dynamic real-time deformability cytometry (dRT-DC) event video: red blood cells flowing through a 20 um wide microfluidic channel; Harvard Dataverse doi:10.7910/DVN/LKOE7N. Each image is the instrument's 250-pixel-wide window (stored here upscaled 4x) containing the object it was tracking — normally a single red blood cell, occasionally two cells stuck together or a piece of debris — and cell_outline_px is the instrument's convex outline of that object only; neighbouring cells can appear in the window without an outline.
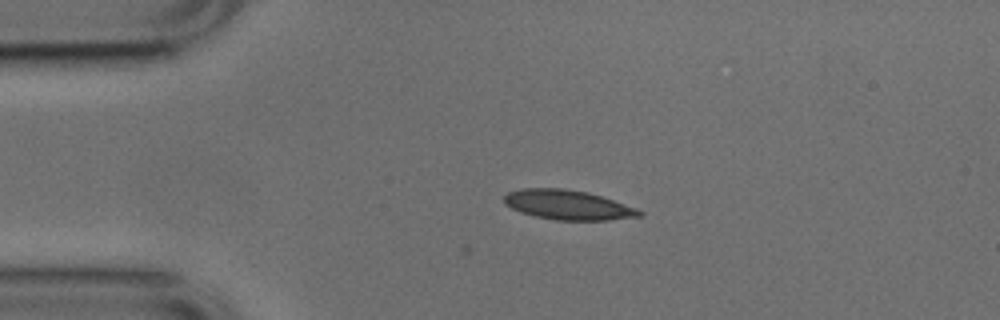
{"species": "common noctule bat (a hibernating species)", "species_latin": "Nyctalus noctula", "temperature_condition": "cold", "stored_images_in_passage": 3, "camera_frame_rate_fps": 3000, "um_per_image_px": 0.085, "animal": {"sex": "male", "body_mass_g": 17.9, "forearm_length_mm": 54.2}, "frame": {"image": 1, "passage_image": 1, "time_ms": 0.0, "image_size_px": [1000, 320], "cell_outline_px": [[644, 216], [608, 220], [556, 220], [536, 216], [520, 212], [504, 204], [504, 196], [508, 192], [524, 188], [564, 188], [588, 192], [636, 208], [644, 212]], "centroid_in_image_um": [48.27, 17.42], "position_along_channel_um": 36.7, "area_um2": 23.29}}